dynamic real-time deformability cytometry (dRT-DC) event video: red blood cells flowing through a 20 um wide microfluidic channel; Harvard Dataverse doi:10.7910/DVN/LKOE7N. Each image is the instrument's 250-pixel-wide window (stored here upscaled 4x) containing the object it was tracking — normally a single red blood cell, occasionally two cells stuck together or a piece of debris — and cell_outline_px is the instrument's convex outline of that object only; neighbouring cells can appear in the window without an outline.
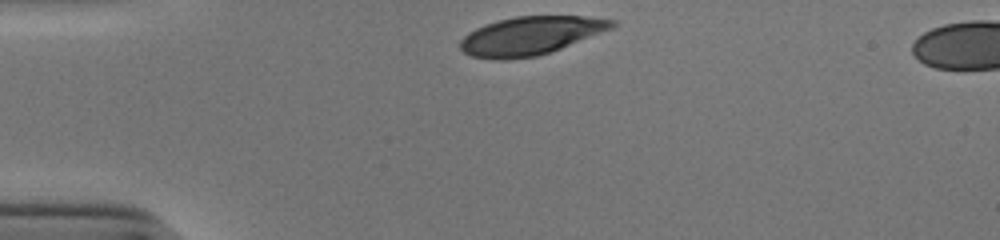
{"species": "human", "species_latin": "Homo sapiens", "temperature_condition": "cold", "stored_images_in_passage": 30, "camera_frame_rate_fps": 3000, "um_per_image_px": 0.085, "donor": {"sex": "male"}, "frame": {"image": 1, "passage_image": 1, "time_ms": 0.0, "image_size_px": [1000, 240], "cell_outline_px": [[620, 24], [612, 28], [552, 52], [536, 56], [508, 60], [492, 60], [472, 56], [464, 52], [460, 48], [460, 40], [468, 32], [484, 24], [516, 16], [584, 16], [616, 20]], "centroid_in_image_um": [45.1, 3.04], "position_along_channel_um": 39.9, "area_um2": 34.1}}
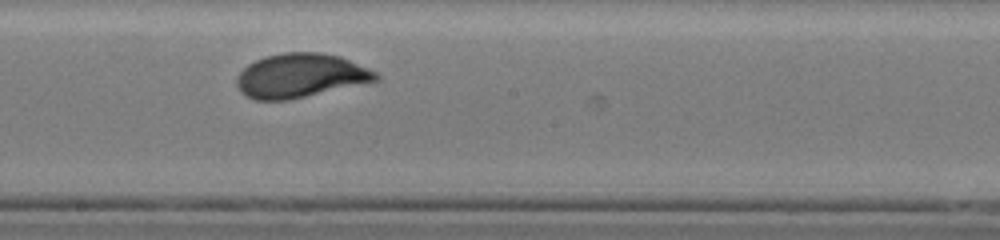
{"frame": {"image": 2, "passage_image": 18, "time_ms": 5.667, "image_size_px": [1000, 240], "cell_outline_px": [[380, 80], [288, 100], [256, 100], [244, 96], [240, 92], [236, 84], [236, 76], [248, 64], [264, 56], [284, 52], [320, 52], [340, 56], [376, 72], [380, 76]], "centroid_in_image_um": [25.5, 6.43], "position_along_channel_um": 222.7, "area_um2": 35.78}}
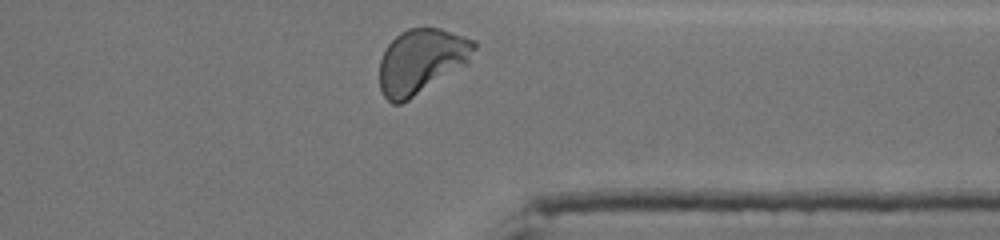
{"frame": {"image": 3, "passage_image": 30, "time_ms": 9.667, "image_size_px": [1000, 240], "cell_outline_px": [[476, 48], [468, 64], [408, 100], [400, 104], [392, 104], [384, 96], [380, 88], [380, 60], [388, 44], [400, 32], [408, 28], [440, 28], [476, 40]], "centroid_in_image_um": [35.84, 5.19], "position_along_channel_um": 375.6, "area_um2": 35.78}, "authors_computed_cell_mechanics": {"area_um2": 35.4892, "velocity_mm_per_s": 3.8791, "shape_relaxation_time_tau1_ms": 2.5623, "shape_relaxation_time_tau2_ms": null, "deformation_change_tau1": 0.1372, "deformation_change_tau2": null}}